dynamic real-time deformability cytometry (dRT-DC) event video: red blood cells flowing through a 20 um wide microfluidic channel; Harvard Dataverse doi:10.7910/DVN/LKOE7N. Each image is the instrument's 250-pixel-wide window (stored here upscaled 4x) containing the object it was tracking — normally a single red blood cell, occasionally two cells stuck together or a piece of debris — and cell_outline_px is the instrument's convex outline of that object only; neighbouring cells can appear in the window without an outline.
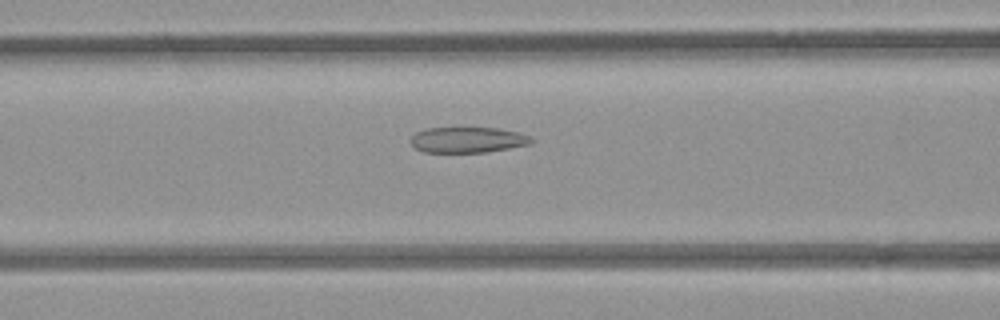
{"species": "common noctule bat (a hibernating species)", "species_latin": "Nyctalus noctula", "temperature_condition": "room temperature", "stored_images_in_passage": 51, "camera_frame_rate_fps": 3000, "um_per_image_px": 0.085, "animal": {"sex": "female", "body_mass_g": 21.9}, "frame": {"image": 1, "passage_image": 20, "time_ms": 6.333, "image_size_px": [1000, 320], "cell_outline_px": [[536, 140], [532, 144], [488, 152], [424, 152], [416, 148], [412, 144], [412, 136], [416, 132], [428, 128], [500, 128], [516, 132], [528, 136]], "centroid_in_image_um": [39.8, 11.89], "position_along_channel_um": 126.8, "area_um2": 17.98}}
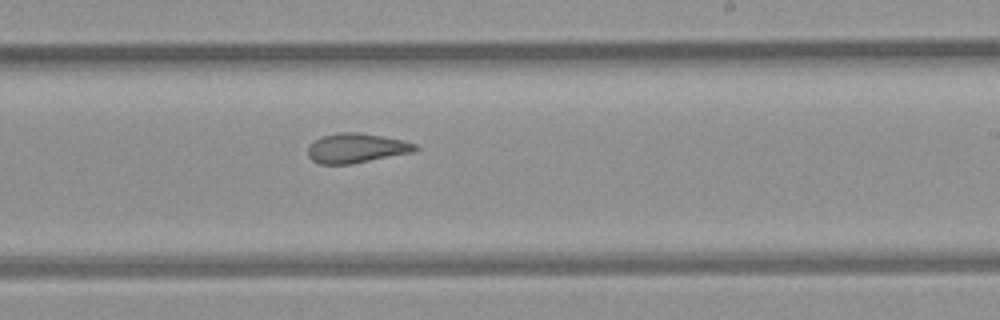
{"frame": {"image": 2, "passage_image": 30, "time_ms": 9.667, "image_size_px": [1000, 320], "cell_outline_px": [[420, 148], [412, 152], [348, 164], [320, 164], [312, 160], [308, 156], [308, 148], [316, 140], [324, 136], [340, 132], [360, 132], [404, 140], [416, 144]], "centroid_in_image_um": [30.31, 12.58], "position_along_channel_um": 258.7, "area_um2": 18.21}}
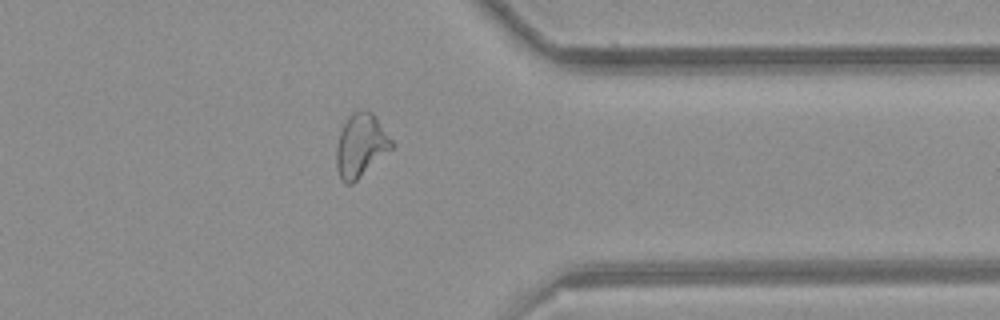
{"frame": {"image": 3, "passage_image": 40, "time_ms": 13.0, "image_size_px": [1000, 320], "cell_outline_px": [[396, 144], [392, 148], [352, 184], [344, 184], [340, 180], [336, 168], [336, 148], [340, 132], [348, 116], [352, 112], [364, 108], [372, 112]], "centroid_in_image_um": [30.66, 12.35], "position_along_channel_um": 380.7, "area_um2": 20.52}, "authors_computed_cell_mechanics": {"area_um2": 21.097, "velocity_mm_per_s": 3.9565, "shape_relaxation_time_tau1_ms": null, "shape_relaxation_time_tau2_ms": 2.3826, "deformation_change_tau1": null, "deformation_change_tau2": 0.1053}}